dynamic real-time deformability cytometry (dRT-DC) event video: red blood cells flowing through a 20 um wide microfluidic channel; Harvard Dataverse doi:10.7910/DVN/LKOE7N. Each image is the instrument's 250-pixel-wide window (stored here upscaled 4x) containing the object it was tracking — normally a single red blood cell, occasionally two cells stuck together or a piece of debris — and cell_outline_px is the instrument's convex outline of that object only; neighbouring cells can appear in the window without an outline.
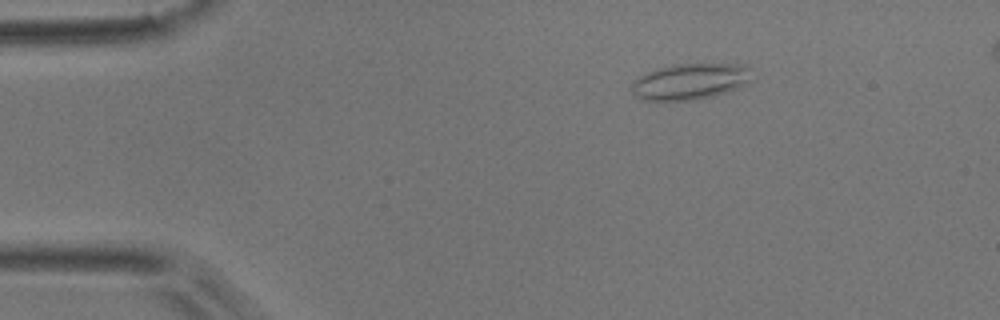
{"species": "common noctule bat (a hibernating species)", "species_latin": "Nyctalus noctula", "temperature_condition": "room temperature", "stored_images_in_passage": 46, "camera_frame_rate_fps": 3000, "um_per_image_px": 0.085, "animal": {"sex": "male", "body_mass_g": 17.9}, "frame": {"image": 1, "passage_image": 1, "time_ms": 0.0, "image_size_px": [1000, 320], "cell_outline_px": [[748, 68], [744, 84], [736, 88], [712, 96], [696, 100], [644, 100], [636, 96], [628, 88], [632, 80], [656, 68], [672, 64], [744, 64]], "centroid_in_image_um": [58.51, 6.93], "position_along_channel_um": 26.5, "area_um2": 24.91}}
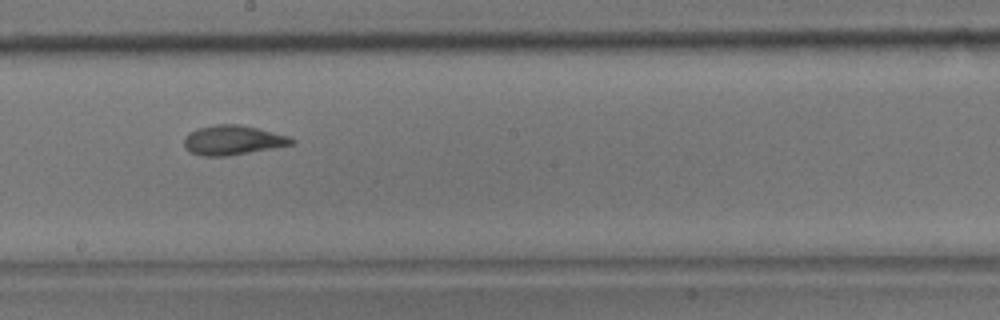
{"frame": {"image": 2, "passage_image": 22, "time_ms": 7.0, "image_size_px": [1000, 320], "cell_outline_px": [[296, 144], [228, 156], [200, 156], [188, 152], [184, 148], [184, 136], [200, 128], [216, 124], [240, 124], [288, 136], [296, 140]], "centroid_in_image_um": [19.78, 11.93], "position_along_channel_um": 228.4, "area_um2": 18.55}}
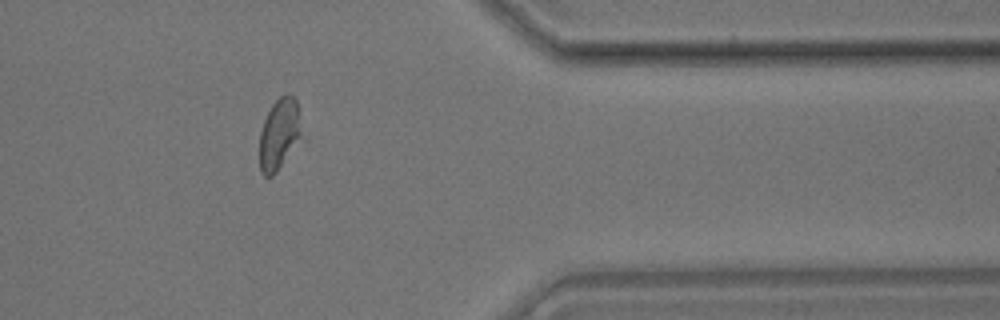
{"frame": {"image": 3, "passage_image": 36, "time_ms": 11.667, "image_size_px": [1000, 320], "cell_outline_px": [[300, 136], [276, 172], [272, 176], [264, 176], [260, 172], [260, 132], [264, 120], [272, 104], [284, 92], [288, 92], [296, 100], [300, 132]], "centroid_in_image_um": [23.68, 11.37], "position_along_channel_um": 387.7, "area_um2": 16.76}}